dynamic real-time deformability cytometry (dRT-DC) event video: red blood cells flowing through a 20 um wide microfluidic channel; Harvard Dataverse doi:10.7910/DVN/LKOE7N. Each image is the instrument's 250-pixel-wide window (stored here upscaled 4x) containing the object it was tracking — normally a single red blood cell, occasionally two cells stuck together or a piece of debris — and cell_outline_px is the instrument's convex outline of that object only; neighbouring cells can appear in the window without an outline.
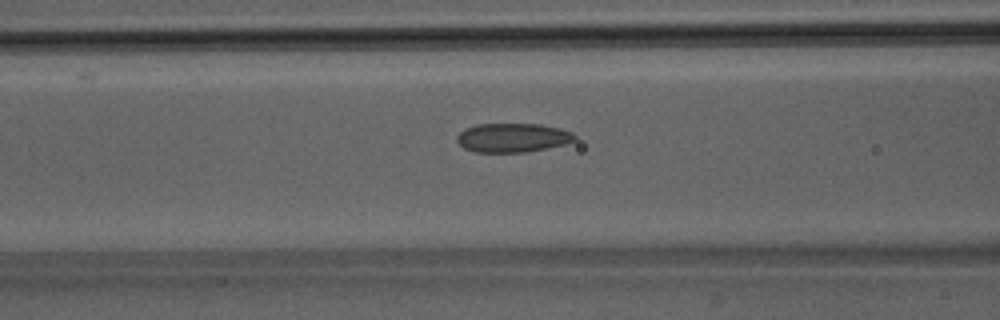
{"species": "Egyptian fruit bat (a non-hibernating species)", "species_latin": "Rousettus aegyptiacus", "temperature_condition": "room temperature", "stored_images_in_passage": 40, "camera_frame_rate_fps": 3000, "um_per_image_px": 0.085, "animal": {"sex": "male"}, "frame": {"image": 1, "passage_image": 13, "time_ms": 4.0, "image_size_px": [1000, 320], "cell_outline_px": [[576, 140], [564, 144], [524, 152], [476, 152], [464, 148], [456, 140], [456, 136], [464, 128], [476, 124], [540, 124], [560, 128], [572, 132], [576, 136]], "centroid_in_image_um": [43.55, 11.69], "position_along_channel_um": 123.0, "area_um2": 19.88}}
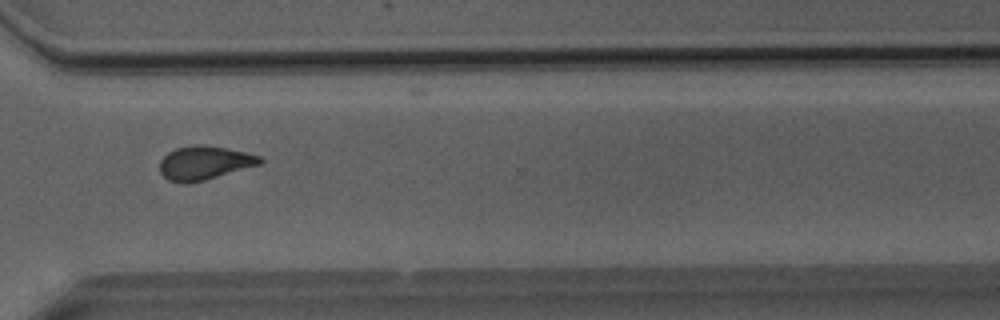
{"frame": {"image": 2, "passage_image": 30, "time_ms": 9.667, "image_size_px": [1000, 320], "cell_outline_px": [[264, 160], [260, 164], [204, 180], [184, 184], [168, 180], [160, 172], [160, 160], [168, 152], [176, 148], [196, 144], [204, 144], [244, 152], [260, 156]], "centroid_in_image_um": [17.34, 13.84], "position_along_channel_um": 353.3, "area_um2": 19.54}}
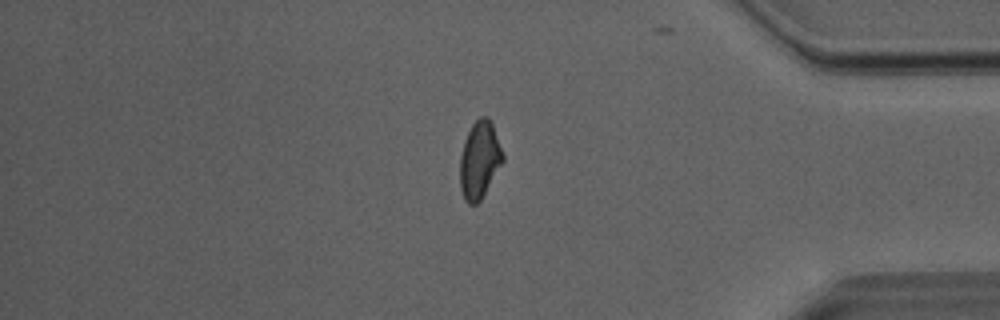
{"frame": {"image": 3, "passage_image": 35, "time_ms": 11.333, "image_size_px": [1000, 320], "cell_outline_px": [[504, 160], [480, 200], [476, 204], [468, 204], [464, 200], [460, 188], [460, 156], [464, 140], [472, 124], [480, 116], [488, 116], [492, 120], [504, 156]], "centroid_in_image_um": [40.76, 13.56], "position_along_channel_um": 394.4, "area_um2": 19.36}, "authors_computed_cell_mechanics": {"area_um2": 19.7098, "velocity_mm_per_s": 4.0598, "shape_relaxation_time_tau1_ms": 11.3575, "shape_relaxation_time_tau2_ms": 1.9548, "deformation_change_tau1": 0.202, "deformation_change_tau2": 0.0763}}